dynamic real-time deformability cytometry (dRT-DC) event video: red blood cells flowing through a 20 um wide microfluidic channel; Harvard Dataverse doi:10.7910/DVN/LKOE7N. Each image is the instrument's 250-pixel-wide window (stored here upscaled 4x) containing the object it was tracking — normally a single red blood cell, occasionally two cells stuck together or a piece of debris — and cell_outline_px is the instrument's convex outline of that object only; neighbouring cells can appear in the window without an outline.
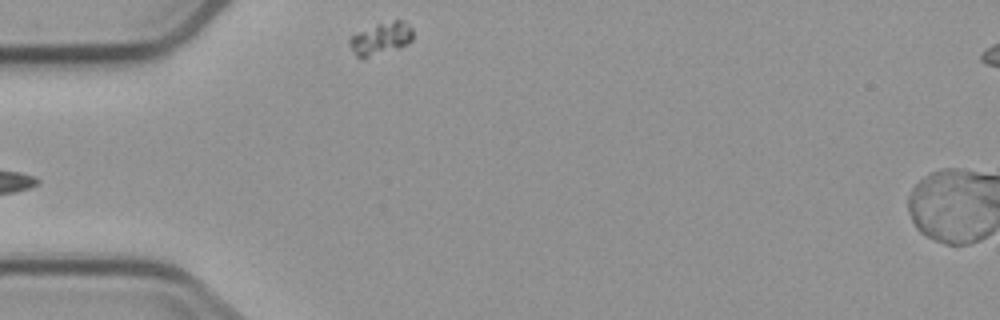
{"species": "common noctule bat (a hibernating species)", "species_latin": "Nyctalus noctula", "temperature_condition": "cold", "stored_images_in_passage": 8, "camera_frame_rate_fps": 3000, "um_per_image_px": 0.085, "animal": {"sex": "male", "body_mass_g": 23.1, "forearm_length_mm": 52.7}, "frame": {"image": 1, "passage_image": 5, "time_ms": 4.667, "image_size_px": [1000, 320], "cell_outline_px": [[412, 40], [408, 44], [400, 48], [368, 56], [356, 56], [348, 44], [348, 40], [356, 32], [376, 24], [392, 20], [400, 20], [412, 28]], "centroid_in_image_um": [32.37, 3.25], "position_along_channel_um": 52.6, "area_um2": 11.73}}
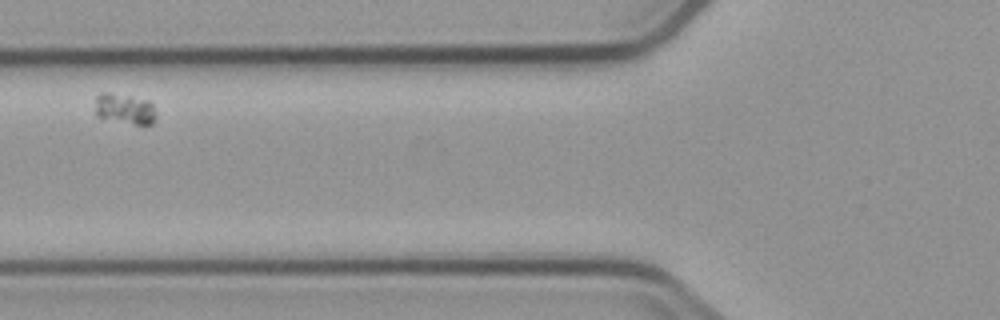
{"frame": {"image": 2, "passage_image": 7, "time_ms": 7.0, "image_size_px": [1000, 320], "cell_outline_px": [[156, 116], [152, 124], [136, 124], [96, 116], [96, 96], [100, 92], [112, 92], [148, 100], [152, 104], [156, 112]], "centroid_in_image_um": [10.61, 9.22], "position_along_channel_um": 115.2, "area_um2": 10.75}}
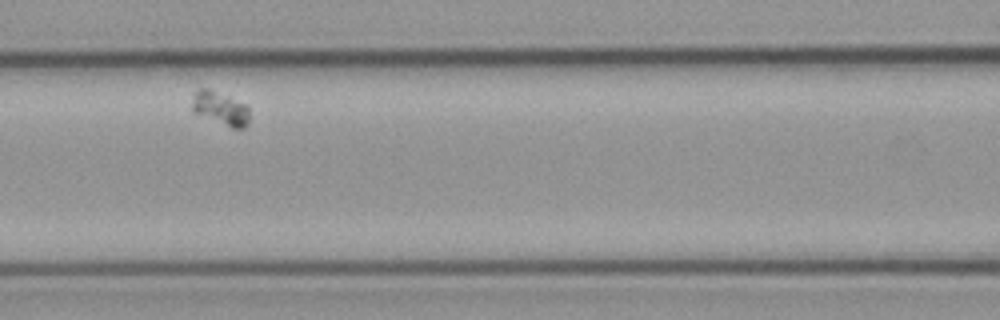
{"frame": {"image": 3, "passage_image": 8, "time_ms": 8.0, "image_size_px": [1000, 320], "cell_outline_px": [[248, 124], [244, 128], [232, 128], [192, 112], [192, 104], [196, 92], [200, 88], [208, 88], [228, 96], [244, 104], [248, 108]], "centroid_in_image_um": [18.73, 9.22], "position_along_channel_um": 147.9, "area_um2": 10.98}}